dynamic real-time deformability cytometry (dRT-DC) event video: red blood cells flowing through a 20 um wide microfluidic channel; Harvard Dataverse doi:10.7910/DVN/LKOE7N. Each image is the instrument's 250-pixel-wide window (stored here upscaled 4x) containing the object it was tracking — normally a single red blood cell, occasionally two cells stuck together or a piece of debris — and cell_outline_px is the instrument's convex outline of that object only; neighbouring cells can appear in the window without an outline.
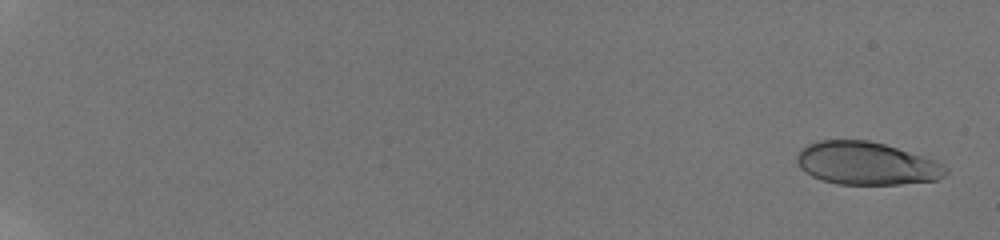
{"species": "human", "species_latin": "Homo sapiens", "temperature_condition": "room temperature", "stored_images_in_passage": 23, "camera_frame_rate_fps": 3000, "um_per_image_px": 0.085, "donor": {"sex": "male"}, "frame": {"image": 1, "passage_image": 1, "time_ms": 0.0, "image_size_px": [1000, 240], "cell_outline_px": [[948, 172], [944, 176], [936, 180], [900, 184], [836, 184], [820, 180], [804, 172], [800, 168], [796, 160], [796, 156], [800, 148], [816, 140], [868, 140], [884, 144], [936, 160], [948, 168]], "centroid_in_image_um": [73.61, 13.89], "position_along_channel_um": 11.4, "area_um2": 37.4}}
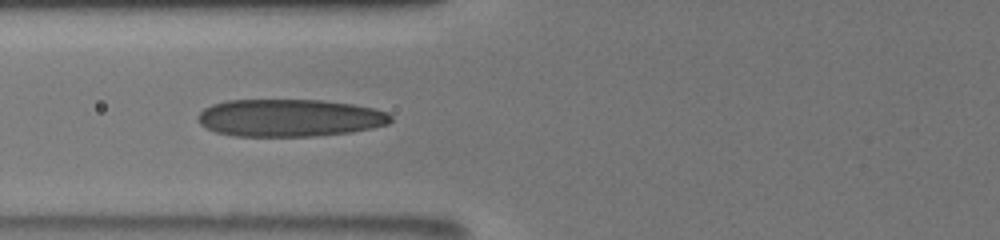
{"frame": {"image": 2, "passage_image": 14, "time_ms": 8.333, "image_size_px": [1000, 240], "cell_outline_px": [[392, 120], [388, 124], [372, 128], [352, 132], [312, 136], [236, 136], [216, 132], [200, 124], [196, 120], [196, 116], [204, 108], [212, 104], [228, 100], [320, 100], [352, 104], [372, 108], [388, 112], [392, 116]], "centroid_in_image_um": [24.6, 10.02], "position_along_channel_um": 101.2, "area_um2": 42.19}}
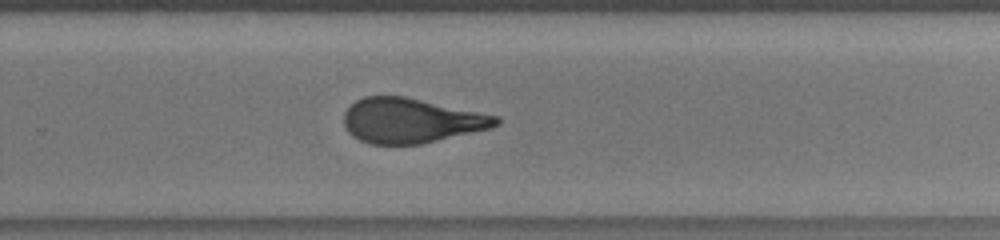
{"frame": {"image": 3, "passage_image": 23, "time_ms": 13.333, "image_size_px": [1000, 240], "cell_outline_px": [[500, 124], [492, 128], [420, 144], [368, 144], [352, 136], [344, 128], [344, 112], [356, 100], [364, 96], [404, 96], [500, 116]], "centroid_in_image_um": [34.94, 10.25], "position_along_channel_um": 294.9, "area_um2": 39.82}}